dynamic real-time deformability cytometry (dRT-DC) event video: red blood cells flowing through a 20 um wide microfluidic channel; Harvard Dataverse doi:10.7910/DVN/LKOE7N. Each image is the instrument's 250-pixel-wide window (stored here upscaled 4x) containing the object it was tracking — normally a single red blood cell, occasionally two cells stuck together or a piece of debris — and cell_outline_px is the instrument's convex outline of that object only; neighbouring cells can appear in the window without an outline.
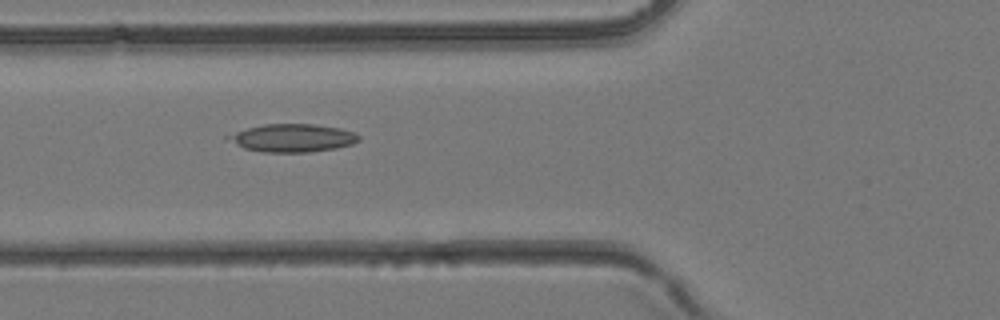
{"species": "common noctule bat (a hibernating species)", "species_latin": "Nyctalus noctula", "temperature_condition": "room temperature", "stored_images_in_passage": 42, "camera_frame_rate_fps": 3000, "um_per_image_px": 0.085, "animal": {"sex": "female", "body_mass_g": 24.6, "forearm_length_mm": 56.2}, "frame": {"image": 1, "passage_image": 16, "time_ms": 5.0, "image_size_px": [1000, 320], "cell_outline_px": [[360, 140], [352, 144], [336, 148], [308, 152], [260, 152], [244, 148], [236, 144], [224, 136], [248, 128], [264, 124], [312, 124], [340, 128], [352, 132], [360, 136]], "centroid_in_image_um": [24.87, 11.73], "position_along_channel_um": 100.9, "area_um2": 21.1}}
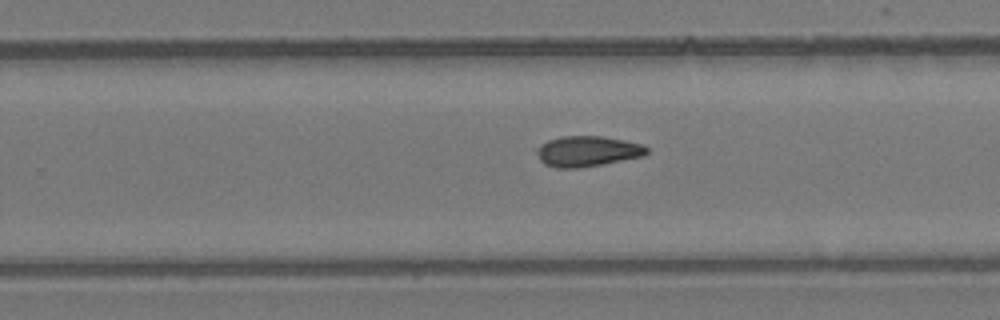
{"frame": {"image": 2, "passage_image": 27, "time_ms": 8.667, "image_size_px": [1000, 320], "cell_outline_px": [[648, 152], [640, 156], [580, 168], [556, 168], [544, 164], [540, 160], [536, 152], [536, 148], [548, 140], [560, 136], [600, 136], [624, 140], [644, 144], [648, 148]], "centroid_in_image_um": [49.89, 12.85], "position_along_channel_um": 279.9, "area_um2": 19.42}}
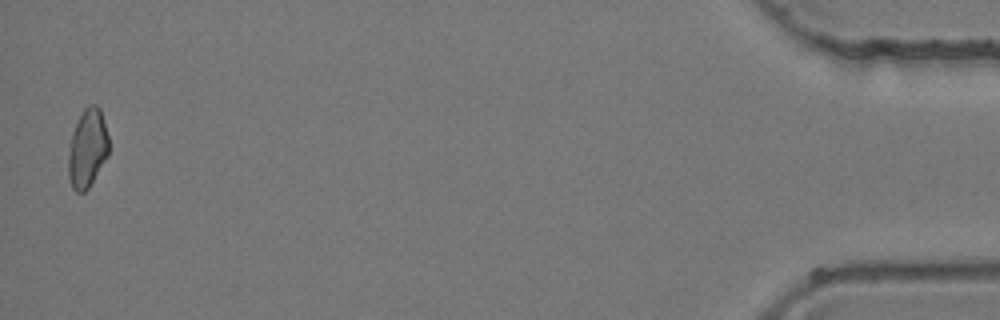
{"frame": {"image": 3, "passage_image": 42, "time_ms": 13.667, "image_size_px": [1000, 320], "cell_outline_px": [[108, 156], [88, 188], [84, 192], [76, 192], [72, 188], [68, 176], [68, 152], [72, 132], [84, 108], [88, 104], [96, 104], [100, 108], [108, 136]], "centroid_in_image_um": [7.42, 12.61], "position_along_channel_um": 427.8, "area_um2": 18.5}}